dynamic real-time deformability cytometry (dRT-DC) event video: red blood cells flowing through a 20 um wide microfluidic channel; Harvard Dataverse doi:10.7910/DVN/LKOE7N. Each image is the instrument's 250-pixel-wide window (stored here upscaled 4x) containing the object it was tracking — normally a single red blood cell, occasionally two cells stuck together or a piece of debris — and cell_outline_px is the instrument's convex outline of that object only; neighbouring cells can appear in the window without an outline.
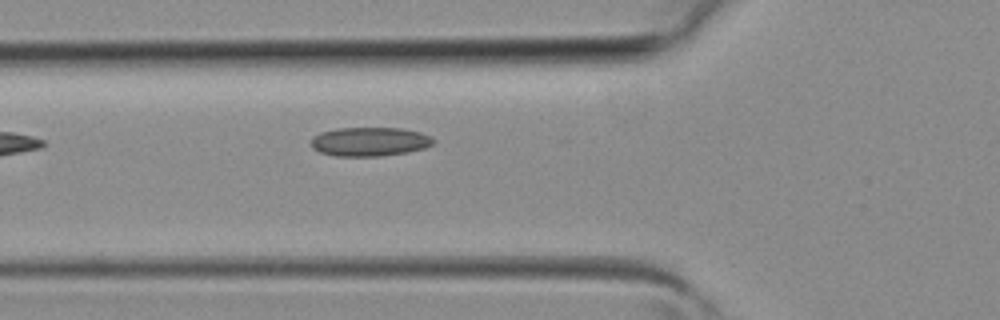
{"species": "common noctule bat (a hibernating species)", "species_latin": "Nyctalus noctula", "temperature_condition": "room temperature", "stored_images_in_passage": 5, "camera_frame_rate_fps": 3000, "um_per_image_px": 0.085, "animal": {"sex": "female", "body_mass_g": 19.3, "forearm_length_mm": 54.1}, "frame": {"image": 1, "passage_image": 5, "time_ms": 1.333, "image_size_px": [1000, 320], "cell_outline_px": [[436, 140], [432, 144], [424, 148], [408, 152], [380, 156], [336, 156], [320, 152], [312, 148], [312, 136], [320, 132], [336, 128], [404, 128], [420, 132], [432, 136]], "centroid_in_image_um": [31.44, 12.03], "position_along_channel_um": 94.4, "area_um2": 20.81}}